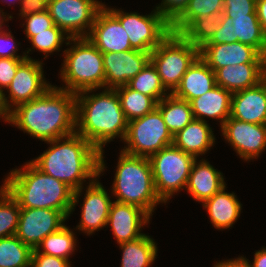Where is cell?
<instances>
[{"label":"cell","instance_id":"cell-22","mask_svg":"<svg viewBox=\"0 0 266 267\" xmlns=\"http://www.w3.org/2000/svg\"><path fill=\"white\" fill-rule=\"evenodd\" d=\"M197 160L192 164L186 189L194 200L203 203L218 193L226 184L220 171L203 158L199 163Z\"/></svg>","mask_w":266,"mask_h":267},{"label":"cell","instance_id":"cell-35","mask_svg":"<svg viewBox=\"0 0 266 267\" xmlns=\"http://www.w3.org/2000/svg\"><path fill=\"white\" fill-rule=\"evenodd\" d=\"M224 0H189L184 12L171 24V32L180 34L193 20L211 13H223Z\"/></svg>","mask_w":266,"mask_h":267},{"label":"cell","instance_id":"cell-51","mask_svg":"<svg viewBox=\"0 0 266 267\" xmlns=\"http://www.w3.org/2000/svg\"><path fill=\"white\" fill-rule=\"evenodd\" d=\"M264 70H265V79H266V52L264 54Z\"/></svg>","mask_w":266,"mask_h":267},{"label":"cell","instance_id":"cell-52","mask_svg":"<svg viewBox=\"0 0 266 267\" xmlns=\"http://www.w3.org/2000/svg\"><path fill=\"white\" fill-rule=\"evenodd\" d=\"M3 1H5V0H3ZM6 1H7V0H6ZM8 1H9L10 3H13V4H14L16 1H19L18 4H20V2H21V0H14V1H12V0H8Z\"/></svg>","mask_w":266,"mask_h":267},{"label":"cell","instance_id":"cell-23","mask_svg":"<svg viewBox=\"0 0 266 267\" xmlns=\"http://www.w3.org/2000/svg\"><path fill=\"white\" fill-rule=\"evenodd\" d=\"M216 85L214 71L199 56L182 76L179 86L172 94L190 102Z\"/></svg>","mask_w":266,"mask_h":267},{"label":"cell","instance_id":"cell-39","mask_svg":"<svg viewBox=\"0 0 266 267\" xmlns=\"http://www.w3.org/2000/svg\"><path fill=\"white\" fill-rule=\"evenodd\" d=\"M249 14H257L256 0H224L222 16L247 17Z\"/></svg>","mask_w":266,"mask_h":267},{"label":"cell","instance_id":"cell-15","mask_svg":"<svg viewBox=\"0 0 266 267\" xmlns=\"http://www.w3.org/2000/svg\"><path fill=\"white\" fill-rule=\"evenodd\" d=\"M150 53L134 49L103 53L105 88L126 85L150 61Z\"/></svg>","mask_w":266,"mask_h":267},{"label":"cell","instance_id":"cell-10","mask_svg":"<svg viewBox=\"0 0 266 267\" xmlns=\"http://www.w3.org/2000/svg\"><path fill=\"white\" fill-rule=\"evenodd\" d=\"M104 7L121 23L134 50L152 52L171 33V24L154 9L140 15Z\"/></svg>","mask_w":266,"mask_h":267},{"label":"cell","instance_id":"cell-6","mask_svg":"<svg viewBox=\"0 0 266 267\" xmlns=\"http://www.w3.org/2000/svg\"><path fill=\"white\" fill-rule=\"evenodd\" d=\"M65 44L73 46L63 51L65 59L60 78L66 86L58 88L75 94L89 89H105L103 53L87 37L70 38Z\"/></svg>","mask_w":266,"mask_h":267},{"label":"cell","instance_id":"cell-26","mask_svg":"<svg viewBox=\"0 0 266 267\" xmlns=\"http://www.w3.org/2000/svg\"><path fill=\"white\" fill-rule=\"evenodd\" d=\"M225 187L202 203L209 214L211 223L218 230L232 227L239 218L242 209V204L235 193L225 192Z\"/></svg>","mask_w":266,"mask_h":267},{"label":"cell","instance_id":"cell-18","mask_svg":"<svg viewBox=\"0 0 266 267\" xmlns=\"http://www.w3.org/2000/svg\"><path fill=\"white\" fill-rule=\"evenodd\" d=\"M85 191L81 220L76 228L91 235L94 231H99L107 226L112 201L106 189L97 180V177L92 182H89Z\"/></svg>","mask_w":266,"mask_h":267},{"label":"cell","instance_id":"cell-17","mask_svg":"<svg viewBox=\"0 0 266 267\" xmlns=\"http://www.w3.org/2000/svg\"><path fill=\"white\" fill-rule=\"evenodd\" d=\"M199 56L214 72L227 65L264 63L263 55L241 42L205 44L199 49Z\"/></svg>","mask_w":266,"mask_h":267},{"label":"cell","instance_id":"cell-13","mask_svg":"<svg viewBox=\"0 0 266 267\" xmlns=\"http://www.w3.org/2000/svg\"><path fill=\"white\" fill-rule=\"evenodd\" d=\"M68 217L61 211L46 208H21L16 236L32 250L49 234L60 230Z\"/></svg>","mask_w":266,"mask_h":267},{"label":"cell","instance_id":"cell-34","mask_svg":"<svg viewBox=\"0 0 266 267\" xmlns=\"http://www.w3.org/2000/svg\"><path fill=\"white\" fill-rule=\"evenodd\" d=\"M32 251L16 235L0 238V267H31Z\"/></svg>","mask_w":266,"mask_h":267},{"label":"cell","instance_id":"cell-31","mask_svg":"<svg viewBox=\"0 0 266 267\" xmlns=\"http://www.w3.org/2000/svg\"><path fill=\"white\" fill-rule=\"evenodd\" d=\"M74 235V232L64 225L57 232L47 235L35 250L38 253L69 260V255H72L77 246Z\"/></svg>","mask_w":266,"mask_h":267},{"label":"cell","instance_id":"cell-38","mask_svg":"<svg viewBox=\"0 0 266 267\" xmlns=\"http://www.w3.org/2000/svg\"><path fill=\"white\" fill-rule=\"evenodd\" d=\"M22 18H24V23H26L22 26L26 25L25 34L28 39L38 33L49 32V28L54 25L48 9L42 12L26 15Z\"/></svg>","mask_w":266,"mask_h":267},{"label":"cell","instance_id":"cell-24","mask_svg":"<svg viewBox=\"0 0 266 267\" xmlns=\"http://www.w3.org/2000/svg\"><path fill=\"white\" fill-rule=\"evenodd\" d=\"M232 93L216 85L205 94L190 101L194 119L206 121L211 118L220 121V127L230 117Z\"/></svg>","mask_w":266,"mask_h":267},{"label":"cell","instance_id":"cell-4","mask_svg":"<svg viewBox=\"0 0 266 267\" xmlns=\"http://www.w3.org/2000/svg\"><path fill=\"white\" fill-rule=\"evenodd\" d=\"M3 186L21 208H46L71 214L74 190L53 176L43 173L31 161L12 169Z\"/></svg>","mask_w":266,"mask_h":267},{"label":"cell","instance_id":"cell-20","mask_svg":"<svg viewBox=\"0 0 266 267\" xmlns=\"http://www.w3.org/2000/svg\"><path fill=\"white\" fill-rule=\"evenodd\" d=\"M230 117L253 124H266V79L254 87L232 93Z\"/></svg>","mask_w":266,"mask_h":267},{"label":"cell","instance_id":"cell-5","mask_svg":"<svg viewBox=\"0 0 266 267\" xmlns=\"http://www.w3.org/2000/svg\"><path fill=\"white\" fill-rule=\"evenodd\" d=\"M112 193L116 202L140 207L150 216L157 204L163 203L157 195L149 158L119 153Z\"/></svg>","mask_w":266,"mask_h":267},{"label":"cell","instance_id":"cell-28","mask_svg":"<svg viewBox=\"0 0 266 267\" xmlns=\"http://www.w3.org/2000/svg\"><path fill=\"white\" fill-rule=\"evenodd\" d=\"M163 117V120L174 136L188 125L193 119V112L190 102L176 98L173 94H169L157 103L156 107Z\"/></svg>","mask_w":266,"mask_h":267},{"label":"cell","instance_id":"cell-43","mask_svg":"<svg viewBox=\"0 0 266 267\" xmlns=\"http://www.w3.org/2000/svg\"><path fill=\"white\" fill-rule=\"evenodd\" d=\"M6 31V32H5ZM3 32H0V58H29L28 54L26 52L20 56L17 55V52L19 48L17 47V44H15V38L10 32H7L5 30ZM17 51V52H16Z\"/></svg>","mask_w":266,"mask_h":267},{"label":"cell","instance_id":"cell-36","mask_svg":"<svg viewBox=\"0 0 266 267\" xmlns=\"http://www.w3.org/2000/svg\"><path fill=\"white\" fill-rule=\"evenodd\" d=\"M0 187V238H5L16 234L21 207L3 185Z\"/></svg>","mask_w":266,"mask_h":267},{"label":"cell","instance_id":"cell-29","mask_svg":"<svg viewBox=\"0 0 266 267\" xmlns=\"http://www.w3.org/2000/svg\"><path fill=\"white\" fill-rule=\"evenodd\" d=\"M120 99L121 107L127 121L141 118L157 107V102L150 96L122 85L114 88Z\"/></svg>","mask_w":266,"mask_h":267},{"label":"cell","instance_id":"cell-1","mask_svg":"<svg viewBox=\"0 0 266 267\" xmlns=\"http://www.w3.org/2000/svg\"><path fill=\"white\" fill-rule=\"evenodd\" d=\"M8 123L44 142L74 134L76 94L52 85L41 97L14 107Z\"/></svg>","mask_w":266,"mask_h":267},{"label":"cell","instance_id":"cell-49","mask_svg":"<svg viewBox=\"0 0 266 267\" xmlns=\"http://www.w3.org/2000/svg\"><path fill=\"white\" fill-rule=\"evenodd\" d=\"M1 117L5 122H9V112L4 107L2 93H0V118Z\"/></svg>","mask_w":266,"mask_h":267},{"label":"cell","instance_id":"cell-46","mask_svg":"<svg viewBox=\"0 0 266 267\" xmlns=\"http://www.w3.org/2000/svg\"><path fill=\"white\" fill-rule=\"evenodd\" d=\"M256 12L262 33L266 38V0H256Z\"/></svg>","mask_w":266,"mask_h":267},{"label":"cell","instance_id":"cell-48","mask_svg":"<svg viewBox=\"0 0 266 267\" xmlns=\"http://www.w3.org/2000/svg\"><path fill=\"white\" fill-rule=\"evenodd\" d=\"M250 267H266V248L263 247L262 250L256 251L254 253L253 263L251 264L248 259L244 258Z\"/></svg>","mask_w":266,"mask_h":267},{"label":"cell","instance_id":"cell-14","mask_svg":"<svg viewBox=\"0 0 266 267\" xmlns=\"http://www.w3.org/2000/svg\"><path fill=\"white\" fill-rule=\"evenodd\" d=\"M221 129L224 139L242 160L256 159L266 148V124H253L229 117Z\"/></svg>","mask_w":266,"mask_h":267},{"label":"cell","instance_id":"cell-37","mask_svg":"<svg viewBox=\"0 0 266 267\" xmlns=\"http://www.w3.org/2000/svg\"><path fill=\"white\" fill-rule=\"evenodd\" d=\"M56 25L49 28V32H41L32 36L29 41L33 45V49L45 54V58L49 53L60 51V47L65 40H70L69 36Z\"/></svg>","mask_w":266,"mask_h":267},{"label":"cell","instance_id":"cell-33","mask_svg":"<svg viewBox=\"0 0 266 267\" xmlns=\"http://www.w3.org/2000/svg\"><path fill=\"white\" fill-rule=\"evenodd\" d=\"M222 13L209 15L193 20L180 34L195 47L200 49L207 44L219 29Z\"/></svg>","mask_w":266,"mask_h":267},{"label":"cell","instance_id":"cell-19","mask_svg":"<svg viewBox=\"0 0 266 267\" xmlns=\"http://www.w3.org/2000/svg\"><path fill=\"white\" fill-rule=\"evenodd\" d=\"M150 217L147 212L138 206L114 201L110 206L106 225H111L114 238L120 244L145 235L140 231L142 227L149 223Z\"/></svg>","mask_w":266,"mask_h":267},{"label":"cell","instance_id":"cell-16","mask_svg":"<svg viewBox=\"0 0 266 267\" xmlns=\"http://www.w3.org/2000/svg\"><path fill=\"white\" fill-rule=\"evenodd\" d=\"M87 38L102 52L120 53L132 50L121 23L103 7L96 15Z\"/></svg>","mask_w":266,"mask_h":267},{"label":"cell","instance_id":"cell-8","mask_svg":"<svg viewBox=\"0 0 266 267\" xmlns=\"http://www.w3.org/2000/svg\"><path fill=\"white\" fill-rule=\"evenodd\" d=\"M155 189L163 203L173 194L186 190L190 171L196 158L174 144L164 147L150 158Z\"/></svg>","mask_w":266,"mask_h":267},{"label":"cell","instance_id":"cell-21","mask_svg":"<svg viewBox=\"0 0 266 267\" xmlns=\"http://www.w3.org/2000/svg\"><path fill=\"white\" fill-rule=\"evenodd\" d=\"M214 73L216 84L231 93L254 87L265 79L264 63L227 65Z\"/></svg>","mask_w":266,"mask_h":267},{"label":"cell","instance_id":"cell-3","mask_svg":"<svg viewBox=\"0 0 266 267\" xmlns=\"http://www.w3.org/2000/svg\"><path fill=\"white\" fill-rule=\"evenodd\" d=\"M94 91L96 89L84 90L76 94L75 132L99 151L100 176L106 168L103 146L117 136L124 141L128 121L115 89L106 88L101 93L90 95Z\"/></svg>","mask_w":266,"mask_h":267},{"label":"cell","instance_id":"cell-12","mask_svg":"<svg viewBox=\"0 0 266 267\" xmlns=\"http://www.w3.org/2000/svg\"><path fill=\"white\" fill-rule=\"evenodd\" d=\"M42 65V61L31 58L24 60L18 66L13 80L6 88L9 91V98L5 97L4 92L2 93L3 104L8 112L14 106L41 97L52 86L44 78Z\"/></svg>","mask_w":266,"mask_h":267},{"label":"cell","instance_id":"cell-11","mask_svg":"<svg viewBox=\"0 0 266 267\" xmlns=\"http://www.w3.org/2000/svg\"><path fill=\"white\" fill-rule=\"evenodd\" d=\"M103 7L104 3L96 0H53L47 5L54 25L70 38L87 37Z\"/></svg>","mask_w":266,"mask_h":267},{"label":"cell","instance_id":"cell-41","mask_svg":"<svg viewBox=\"0 0 266 267\" xmlns=\"http://www.w3.org/2000/svg\"><path fill=\"white\" fill-rule=\"evenodd\" d=\"M27 58H0V93L7 88L16 74L18 66Z\"/></svg>","mask_w":266,"mask_h":267},{"label":"cell","instance_id":"cell-32","mask_svg":"<svg viewBox=\"0 0 266 267\" xmlns=\"http://www.w3.org/2000/svg\"><path fill=\"white\" fill-rule=\"evenodd\" d=\"M126 85L135 91L152 97L157 103L170 94L162 85L157 69L151 61Z\"/></svg>","mask_w":266,"mask_h":267},{"label":"cell","instance_id":"cell-42","mask_svg":"<svg viewBox=\"0 0 266 267\" xmlns=\"http://www.w3.org/2000/svg\"><path fill=\"white\" fill-rule=\"evenodd\" d=\"M235 42H238V38H234L232 18L222 16L219 29L214 33L213 37L207 44H223Z\"/></svg>","mask_w":266,"mask_h":267},{"label":"cell","instance_id":"cell-53","mask_svg":"<svg viewBox=\"0 0 266 267\" xmlns=\"http://www.w3.org/2000/svg\"><path fill=\"white\" fill-rule=\"evenodd\" d=\"M47 4H49L50 2H52L53 0H44Z\"/></svg>","mask_w":266,"mask_h":267},{"label":"cell","instance_id":"cell-27","mask_svg":"<svg viewBox=\"0 0 266 267\" xmlns=\"http://www.w3.org/2000/svg\"><path fill=\"white\" fill-rule=\"evenodd\" d=\"M121 267H150L157 256V245L149 235L120 243Z\"/></svg>","mask_w":266,"mask_h":267},{"label":"cell","instance_id":"cell-9","mask_svg":"<svg viewBox=\"0 0 266 267\" xmlns=\"http://www.w3.org/2000/svg\"><path fill=\"white\" fill-rule=\"evenodd\" d=\"M127 144L123 152L150 158L159 150L173 144V136L169 132L161 112L155 108L152 112L128 122Z\"/></svg>","mask_w":266,"mask_h":267},{"label":"cell","instance_id":"cell-7","mask_svg":"<svg viewBox=\"0 0 266 267\" xmlns=\"http://www.w3.org/2000/svg\"><path fill=\"white\" fill-rule=\"evenodd\" d=\"M198 57L199 49L181 34L174 32L150 53V61L170 94L179 86L182 76Z\"/></svg>","mask_w":266,"mask_h":267},{"label":"cell","instance_id":"cell-30","mask_svg":"<svg viewBox=\"0 0 266 267\" xmlns=\"http://www.w3.org/2000/svg\"><path fill=\"white\" fill-rule=\"evenodd\" d=\"M234 38L238 42L254 47L261 55L266 52V38L261 29L257 14L247 17H232Z\"/></svg>","mask_w":266,"mask_h":267},{"label":"cell","instance_id":"cell-44","mask_svg":"<svg viewBox=\"0 0 266 267\" xmlns=\"http://www.w3.org/2000/svg\"><path fill=\"white\" fill-rule=\"evenodd\" d=\"M31 267H71L70 261L32 251Z\"/></svg>","mask_w":266,"mask_h":267},{"label":"cell","instance_id":"cell-50","mask_svg":"<svg viewBox=\"0 0 266 267\" xmlns=\"http://www.w3.org/2000/svg\"><path fill=\"white\" fill-rule=\"evenodd\" d=\"M12 19L13 18V16H7V19H6V14H4V12H3V10H1V8H0V32H3L4 30H2L3 29V27H2V25H3V23L5 22V21H8V19Z\"/></svg>","mask_w":266,"mask_h":267},{"label":"cell","instance_id":"cell-45","mask_svg":"<svg viewBox=\"0 0 266 267\" xmlns=\"http://www.w3.org/2000/svg\"><path fill=\"white\" fill-rule=\"evenodd\" d=\"M47 5L44 0H21L19 16L24 17L29 14L42 12L47 9Z\"/></svg>","mask_w":266,"mask_h":267},{"label":"cell","instance_id":"cell-40","mask_svg":"<svg viewBox=\"0 0 266 267\" xmlns=\"http://www.w3.org/2000/svg\"><path fill=\"white\" fill-rule=\"evenodd\" d=\"M189 0H162L155 10L172 24L187 8Z\"/></svg>","mask_w":266,"mask_h":267},{"label":"cell","instance_id":"cell-25","mask_svg":"<svg viewBox=\"0 0 266 267\" xmlns=\"http://www.w3.org/2000/svg\"><path fill=\"white\" fill-rule=\"evenodd\" d=\"M215 143V136L207 121L193 119L173 136V144L184 151L198 156L205 154Z\"/></svg>","mask_w":266,"mask_h":267},{"label":"cell","instance_id":"cell-2","mask_svg":"<svg viewBox=\"0 0 266 267\" xmlns=\"http://www.w3.org/2000/svg\"><path fill=\"white\" fill-rule=\"evenodd\" d=\"M47 143L50 147L30 161L43 173L74 190L72 213L84 189L83 181L89 179L92 182L99 177V151L76 132Z\"/></svg>","mask_w":266,"mask_h":267},{"label":"cell","instance_id":"cell-47","mask_svg":"<svg viewBox=\"0 0 266 267\" xmlns=\"http://www.w3.org/2000/svg\"><path fill=\"white\" fill-rule=\"evenodd\" d=\"M213 267H250L249 263L244 259V256L236 259L223 260L216 262Z\"/></svg>","mask_w":266,"mask_h":267}]
</instances>
